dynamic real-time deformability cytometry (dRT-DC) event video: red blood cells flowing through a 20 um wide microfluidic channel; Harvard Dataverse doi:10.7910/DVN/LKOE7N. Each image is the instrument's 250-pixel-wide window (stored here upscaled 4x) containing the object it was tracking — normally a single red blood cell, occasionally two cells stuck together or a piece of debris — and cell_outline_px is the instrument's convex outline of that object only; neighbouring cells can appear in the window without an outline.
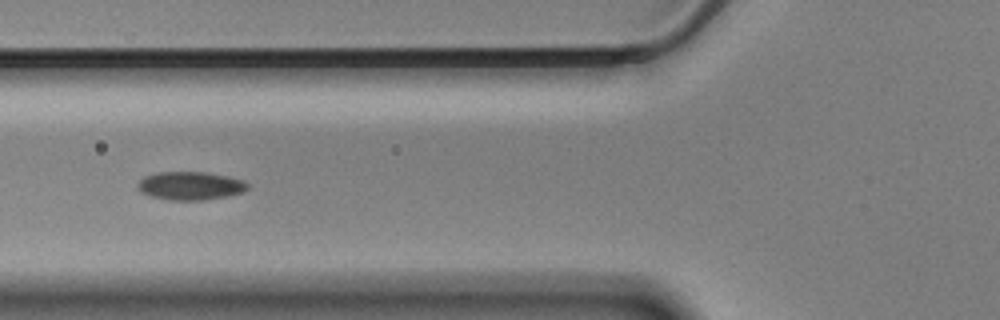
{"species": "Egyptian fruit bat (a non-hibernating species)", "species_latin": "Rousettus aegyptiacus", "temperature_condition": "cold", "stored_images_in_passage": 12, "camera_frame_rate_fps": 3000, "um_per_image_px": 0.085, "animal": {"sex": "male"}, "frame": {"image": 1, "passage_image": 6, "time_ms": 1.667, "image_size_px": [1000, 320], "cell_outline_px": [[248, 188], [240, 192], [228, 196], [204, 200], [168, 200], [152, 196], [140, 192], [136, 188], [136, 184], [144, 176], [160, 172], [208, 172], [228, 176], [244, 180], [248, 184]], "centroid_in_image_um": [16.16, 15.79], "position_along_channel_um": 109.6, "area_um2": 18.21}}
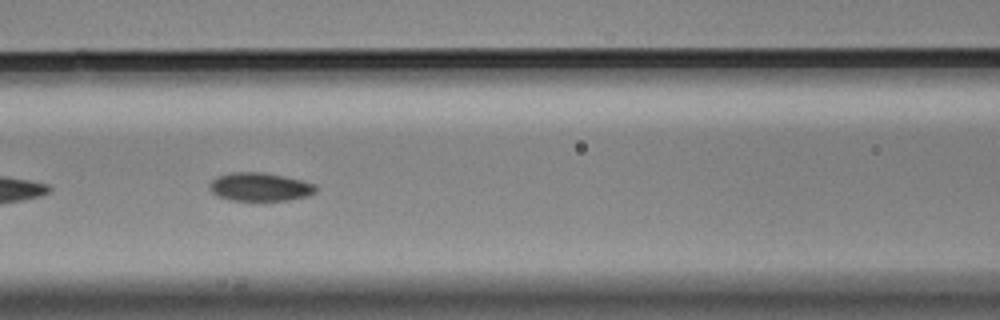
{"frame": {"image": 2, "passage_image": 9, "time_ms": 2.667, "image_size_px": [1000, 320], "cell_outline_px": [[316, 192], [308, 196], [288, 200], [228, 200], [216, 196], [208, 188], [208, 184], [216, 176], [232, 172], [264, 172], [304, 180], [316, 184]], "centroid_in_image_um": [22.08, 15.88], "position_along_channel_um": 144.5, "area_um2": 17.86}}